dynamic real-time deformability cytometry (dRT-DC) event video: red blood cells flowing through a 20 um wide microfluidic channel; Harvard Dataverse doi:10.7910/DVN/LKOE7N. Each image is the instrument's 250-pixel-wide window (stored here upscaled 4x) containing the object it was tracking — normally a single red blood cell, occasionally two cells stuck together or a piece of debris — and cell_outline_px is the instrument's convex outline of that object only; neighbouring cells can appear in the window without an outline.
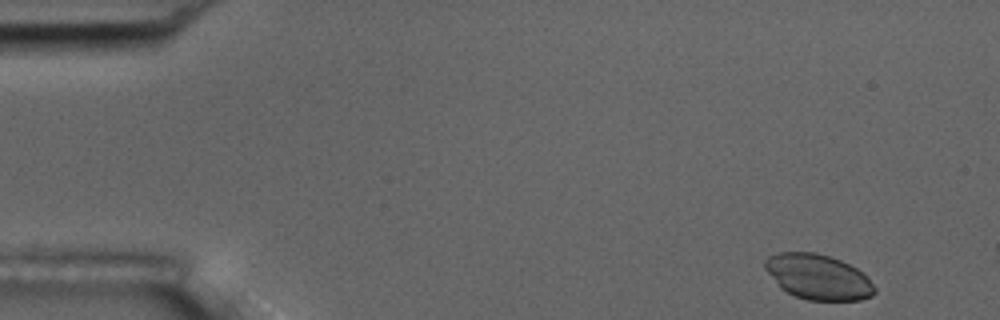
{"species": "common noctule bat (a hibernating species)", "species_latin": "Nyctalus noctula", "temperature_condition": "room temperature", "stored_images_in_passage": 3, "camera_frame_rate_fps": 3000, "um_per_image_px": 0.085, "animal": {"sex": "male", "body_mass_g": 17.5, "forearm_length_mm": 52.3}, "frame": {"image": 1, "passage_image": 1, "time_ms": 0.0, "image_size_px": [1000, 320], "cell_outline_px": [[876, 292], [872, 296], [860, 300], [808, 300], [796, 296], [780, 288], [764, 268], [764, 260], [768, 256], [780, 252], [816, 252], [832, 256], [856, 268], [868, 276], [876, 288]], "centroid_in_image_um": [69.55, 23.53], "position_along_channel_um": 15.5, "area_um2": 29.07}}